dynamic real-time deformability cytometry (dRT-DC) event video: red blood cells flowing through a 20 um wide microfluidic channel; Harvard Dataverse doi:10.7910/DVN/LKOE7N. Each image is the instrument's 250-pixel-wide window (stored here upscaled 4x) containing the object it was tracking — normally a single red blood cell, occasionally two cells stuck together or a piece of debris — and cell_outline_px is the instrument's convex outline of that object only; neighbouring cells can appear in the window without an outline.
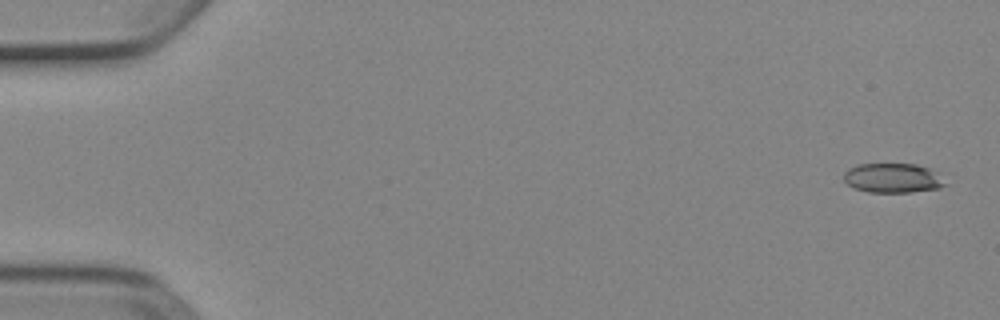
{"species": "Egyptian fruit bat (a non-hibernating species)", "species_latin": "Rousettus aegyptiacus", "temperature_condition": "cold", "stored_images_in_passage": 6, "camera_frame_rate_fps": 3000, "um_per_image_px": 0.085, "animal": {"sex": "female"}, "frame": {"image": 1, "passage_image": 1, "time_ms": 0.0, "image_size_px": [1000, 320], "cell_outline_px": [[948, 184], [940, 188], [912, 192], [868, 192], [856, 188], [848, 184], [844, 180], [844, 172], [848, 168], [856, 164], [916, 164], [928, 168], [936, 172]], "centroid_in_image_um": [75.89, 15.13], "position_along_channel_um": 9.1, "area_um2": 17.46}}
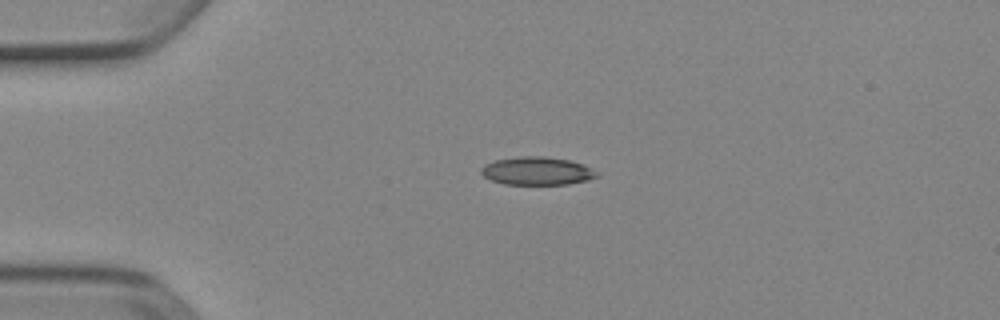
{"frame": {"image": 2, "passage_image": 4, "time_ms": 1.0, "image_size_px": [1000, 320], "cell_outline_px": [[600, 176], [588, 180], [568, 184], [504, 184], [492, 180], [484, 176], [480, 172], [480, 168], [484, 164], [496, 160], [520, 156], [544, 156], [568, 160], [584, 164], [596, 172]], "centroid_in_image_um": [45.64, 14.53], "position_along_channel_um": 39.4, "area_um2": 18.9}}
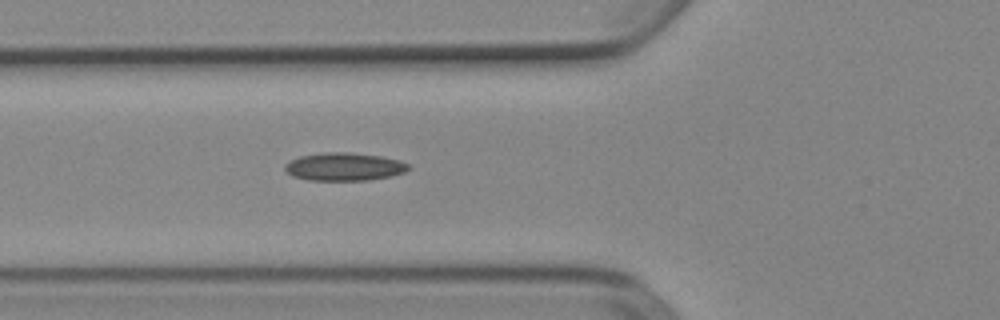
{"frame": {"image": 3, "passage_image": 6, "time_ms": 1.667, "image_size_px": [1000, 320], "cell_outline_px": [[412, 168], [404, 172], [388, 176], [368, 180], [308, 180], [292, 176], [284, 168], [284, 164], [288, 160], [300, 156], [324, 152], [348, 152], [380, 156], [400, 160], [408, 164]], "centroid_in_image_um": [29.23, 14.16], "position_along_channel_um": 96.6, "area_um2": 20.17}}